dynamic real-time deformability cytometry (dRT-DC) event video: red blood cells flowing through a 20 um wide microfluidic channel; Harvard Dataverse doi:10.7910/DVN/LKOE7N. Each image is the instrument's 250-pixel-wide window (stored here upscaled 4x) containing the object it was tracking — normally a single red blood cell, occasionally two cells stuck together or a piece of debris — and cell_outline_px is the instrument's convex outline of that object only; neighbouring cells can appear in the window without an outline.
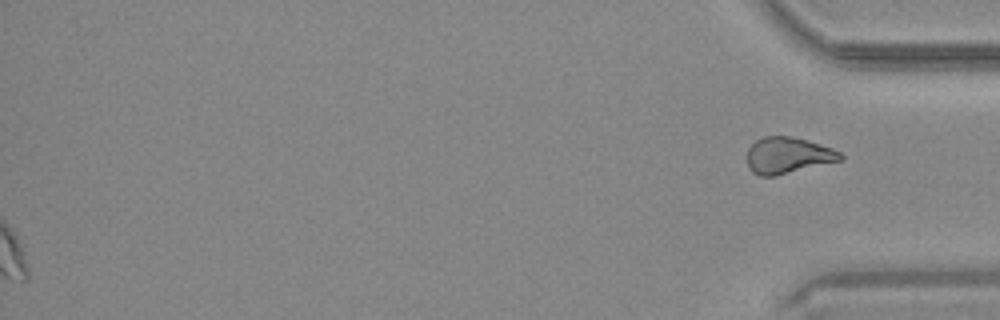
{"species": "common noctule bat (a hibernating species)", "species_latin": "Nyctalus noctula", "temperature_condition": "warm", "stored_images_in_passage": 41, "segment_of_instrument_passage": [2, 2], "camera_frame_rate_fps": 3000, "um_per_image_px": 0.085, "animal": {"sex": "male", "body_mass_g": 20.4}, "frame": {"image": 1, "passage_image": 41, "time_ms": 13.333, "image_size_px": [1000, 320], "cell_outline_px": [[844, 160], [776, 176], [760, 176], [752, 172], [748, 164], [748, 148], [756, 140], [764, 136], [792, 136], [808, 140], [832, 148], [840, 152], [844, 156]], "centroid_in_image_um": [67.01, 13.21], "position_along_channel_um": 368.2, "area_um2": 19.94}}